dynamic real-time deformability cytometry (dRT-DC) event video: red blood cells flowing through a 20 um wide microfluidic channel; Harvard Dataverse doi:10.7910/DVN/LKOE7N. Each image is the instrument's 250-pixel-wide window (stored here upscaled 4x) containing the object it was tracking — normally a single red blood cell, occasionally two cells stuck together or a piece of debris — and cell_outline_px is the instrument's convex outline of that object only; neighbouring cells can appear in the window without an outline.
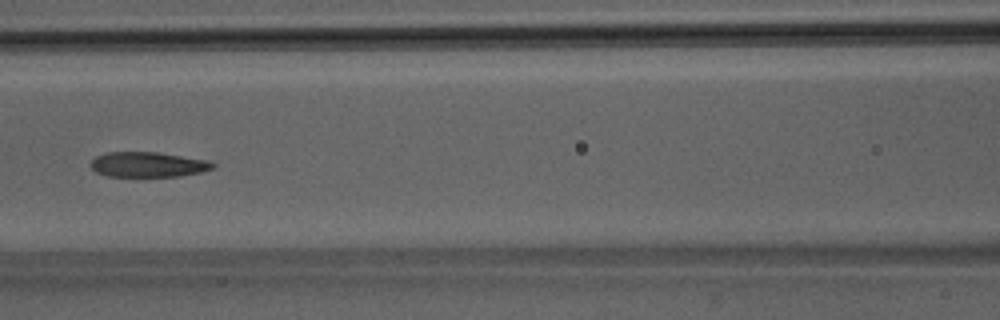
{"species": "Egyptian fruit bat (a non-hibernating species)", "species_latin": "Rousettus aegyptiacus", "temperature_condition": "room temperature", "stored_images_in_passage": 7, "camera_frame_rate_fps": 3000, "um_per_image_px": 0.085, "animal": {"sex": "male"}, "frame": {"image": 1, "passage_image": 7, "time_ms": 7.0, "image_size_px": [1000, 320], "cell_outline_px": [[216, 164], [212, 168], [200, 172], [180, 176], [108, 176], [96, 172], [88, 164], [96, 156], [108, 152], [156, 152], [208, 160]], "centroid_in_image_um": [12.55, 13.98], "position_along_channel_um": 154.0, "area_um2": 17.74}}